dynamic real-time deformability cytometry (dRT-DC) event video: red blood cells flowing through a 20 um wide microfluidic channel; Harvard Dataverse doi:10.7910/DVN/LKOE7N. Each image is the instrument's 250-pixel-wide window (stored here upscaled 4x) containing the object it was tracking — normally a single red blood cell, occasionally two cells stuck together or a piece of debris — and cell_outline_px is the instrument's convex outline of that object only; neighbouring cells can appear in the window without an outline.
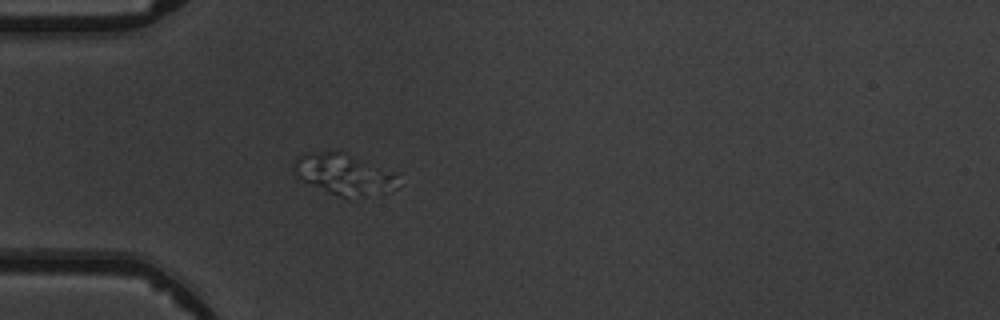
{"species": "common noctule bat (a hibernating species)", "species_latin": "Nyctalus noctula", "temperature_condition": "warm", "stored_images_in_passage": 4, "camera_frame_rate_fps": 3000, "um_per_image_px": 0.085, "animal": {"sex": "male", "body_mass_g": 19.5, "forearm_length_mm": 54.6}, "frame": {"image": 1, "passage_image": 4, "time_ms": 4.333, "image_size_px": [1000, 320], "cell_outline_px": [[360, 192], [344, 196], [340, 196], [328, 192], [296, 176], [292, 168], [292, 164], [296, 156], [300, 152], [332, 148], [344, 152], [356, 160], [360, 180]], "centroid_in_image_um": [27.94, 14.52], "position_along_channel_um": 57.1, "area_um2": 17.22}}